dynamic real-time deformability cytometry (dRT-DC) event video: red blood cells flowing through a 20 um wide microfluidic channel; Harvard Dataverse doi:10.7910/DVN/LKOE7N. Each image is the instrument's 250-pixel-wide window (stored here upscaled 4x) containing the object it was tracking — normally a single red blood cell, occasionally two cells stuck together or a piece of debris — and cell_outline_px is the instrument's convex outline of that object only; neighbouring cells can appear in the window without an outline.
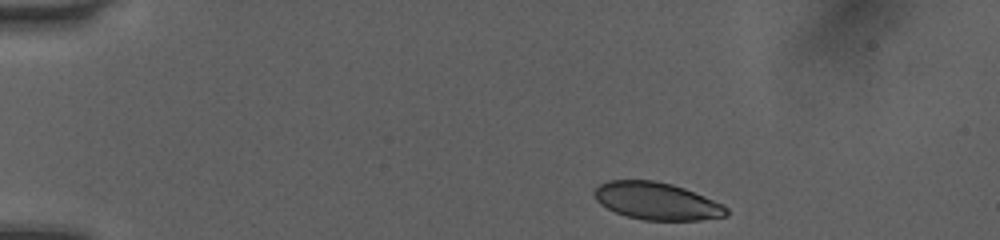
{"species": "human", "species_latin": "Homo sapiens", "temperature_condition": "room temperature", "stored_images_in_passage": 7, "camera_frame_rate_fps": 3000, "um_per_image_px": 0.085, "donor": {"sex": "female"}, "frame": {"image": 1, "passage_image": 1, "time_ms": 0.0, "image_size_px": [1000, 240], "cell_outline_px": [[728, 216], [700, 220], [644, 220], [628, 216], [616, 212], [600, 204], [596, 200], [592, 192], [600, 184], [608, 180], [656, 180], [672, 184], [684, 188], [704, 196], [728, 208]], "centroid_in_image_um": [55.81, 17.09], "position_along_channel_um": 29.2, "area_um2": 28.67}}
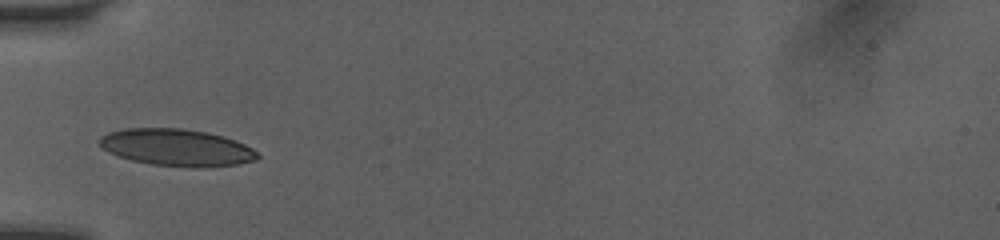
{"frame": {"image": 2, "passage_image": 5, "time_ms": 1.333, "image_size_px": [1000, 240], "cell_outline_px": [[260, 156], [256, 160], [236, 164], [204, 168], [192, 168], [152, 164], [132, 160], [108, 152], [100, 144], [100, 136], [108, 132], [124, 128], [184, 128], [208, 132], [224, 136], [244, 144], [252, 148]], "centroid_in_image_um": [15.04, 12.53], "position_along_channel_um": 70.0, "area_um2": 34.16}}
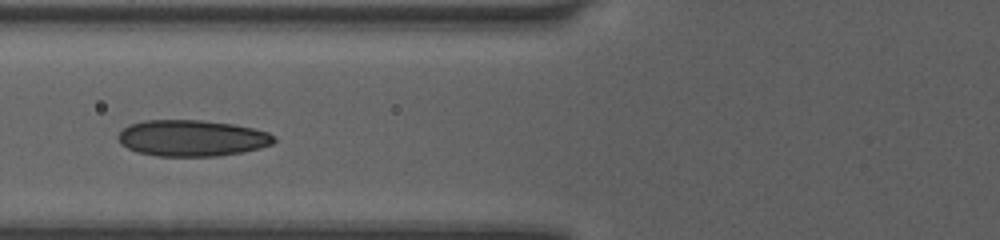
{"frame": {"image": 3, "passage_image": 6, "time_ms": 1.667, "image_size_px": [1000, 240], "cell_outline_px": [[276, 140], [272, 144], [260, 148], [244, 152], [216, 156], [156, 156], [136, 152], [120, 144], [116, 136], [128, 124], [144, 120], [200, 120], [232, 124], [252, 128], [268, 132], [276, 136]], "centroid_in_image_um": [16.3, 11.74], "position_along_channel_um": 109.5, "area_um2": 33.18}}